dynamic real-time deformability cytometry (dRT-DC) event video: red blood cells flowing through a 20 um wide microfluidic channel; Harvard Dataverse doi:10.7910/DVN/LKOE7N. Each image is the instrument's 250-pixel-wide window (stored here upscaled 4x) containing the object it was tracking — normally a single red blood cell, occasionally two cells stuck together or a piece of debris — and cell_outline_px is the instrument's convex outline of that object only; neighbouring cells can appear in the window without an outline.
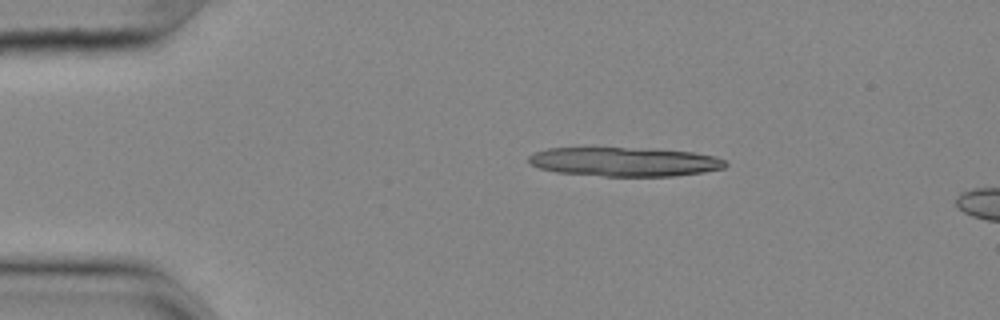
{"species": "common noctule bat (a hibernating species)", "species_latin": "Nyctalus noctula", "temperature_condition": "cold", "stored_images_in_passage": 31, "segment_of_instrument_passage": [1, 2], "camera_frame_rate_fps": 3000, "um_per_image_px": 0.085, "animal": {"sex": "female", "body_mass_g": 25.1}, "frame": {"image": 1, "passage_image": 1, "time_ms": 0.0, "image_size_px": [1000, 320], "cell_outline_px": [[728, 164], [724, 168], [704, 172], [676, 176], [604, 176], [556, 172], [540, 168], [532, 164], [528, 160], [528, 156], [536, 152], [548, 148], [624, 148], [692, 152], [716, 156], [724, 160]], "centroid_in_image_um": [53.1, 13.76], "position_along_channel_um": 31.9, "area_um2": 33.0}}